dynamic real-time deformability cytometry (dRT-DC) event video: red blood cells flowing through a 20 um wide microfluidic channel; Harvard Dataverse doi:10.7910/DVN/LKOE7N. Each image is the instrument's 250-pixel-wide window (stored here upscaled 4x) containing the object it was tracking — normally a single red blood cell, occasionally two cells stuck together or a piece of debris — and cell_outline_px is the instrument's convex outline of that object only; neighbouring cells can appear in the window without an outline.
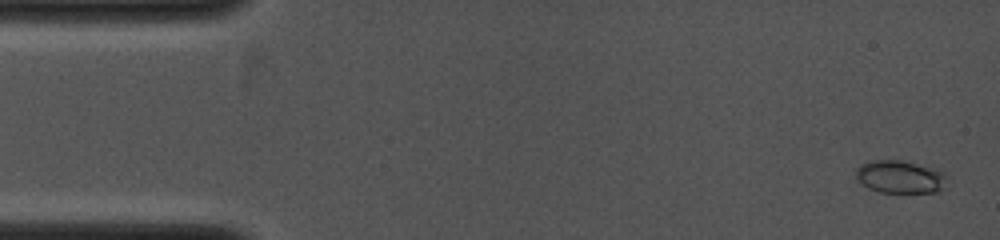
{"species": "common noctule bat (a hibernating species)", "species_latin": "Nyctalus noctula", "temperature_condition": "cold", "stored_images_in_passage": 9, "camera_frame_rate_fps": 4000, "um_per_image_px": 0.085, "animal": {"sex": "female", "body_mass_g": 19.0, "forearm_length_mm": 53.3}, "frame": {"image": 1, "passage_image": 1, "time_ms": 0.0, "image_size_px": [1000, 240], "cell_outline_px": [[948, 188], [936, 192], [880, 192], [868, 188], [856, 180], [856, 168], [860, 164], [872, 160], [900, 160], [936, 168], [944, 172], [948, 176]], "centroid_in_image_um": [76.56, 15.03], "position_along_channel_um": 8.4, "area_um2": 17.86}}
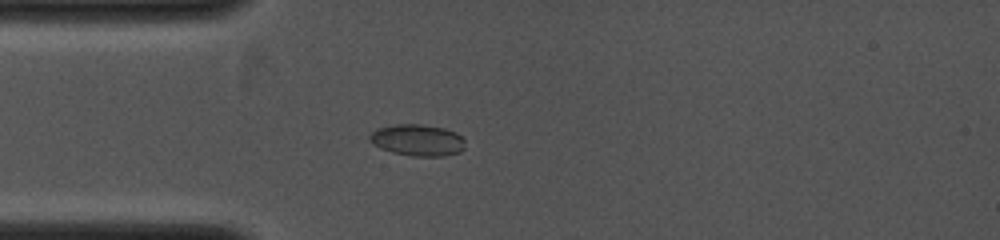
{"frame": {"image": 2, "passage_image": 8, "time_ms": 3.0, "image_size_px": [1000, 240], "cell_outline_px": [[464, 148], [460, 152], [444, 156], [412, 156], [392, 152], [380, 148], [372, 144], [368, 140], [368, 136], [376, 128], [396, 124], [420, 124], [444, 128], [456, 132], [464, 140]], "centroid_in_image_um": [35.46, 11.91], "position_along_channel_um": 49.5, "area_um2": 17.69}}